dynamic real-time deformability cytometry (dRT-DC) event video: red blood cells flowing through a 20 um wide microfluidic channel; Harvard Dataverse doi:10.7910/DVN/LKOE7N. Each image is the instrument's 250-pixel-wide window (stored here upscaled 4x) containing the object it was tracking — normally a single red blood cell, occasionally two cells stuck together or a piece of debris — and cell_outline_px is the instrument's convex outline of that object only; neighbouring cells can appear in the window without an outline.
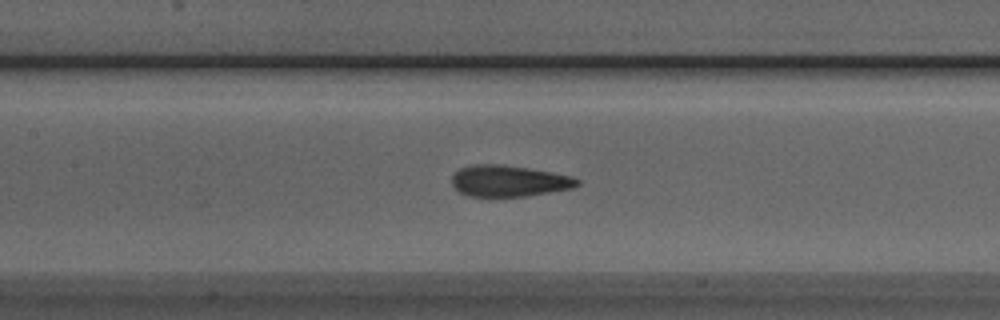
{"species": "Egyptian fruit bat (a non-hibernating species)", "species_latin": "Rousettus aegyptiacus", "temperature_condition": "room temperature", "stored_images_in_passage": 44, "camera_frame_rate_fps": 3000, "um_per_image_px": 0.085, "animal": {"sex": "male"}, "frame": {"image": 1, "passage_image": 23, "time_ms": 7.333, "image_size_px": [1000, 320], "cell_outline_px": [[580, 184], [572, 188], [528, 196], [468, 196], [460, 192], [452, 184], [452, 176], [460, 168], [476, 164], [504, 164], [552, 172], [572, 176], [580, 180]], "centroid_in_image_um": [43.27, 15.37], "position_along_channel_um": 164.1, "area_um2": 22.83}}
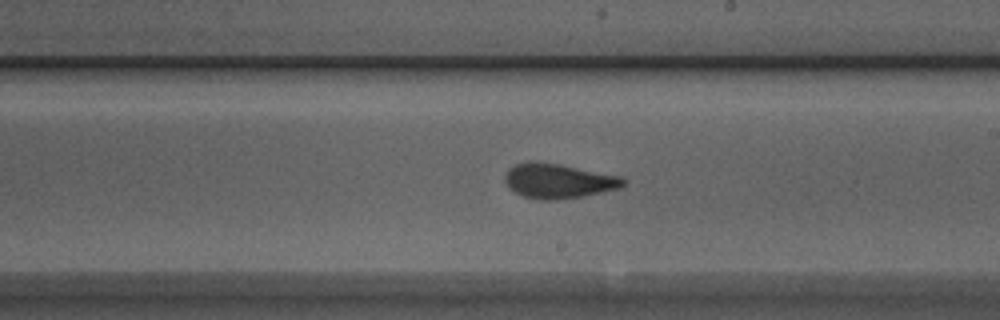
{"frame": {"image": 2, "passage_image": 29, "time_ms": 9.333, "image_size_px": [1000, 320], "cell_outline_px": [[624, 184], [620, 188], [584, 196], [556, 200], [540, 200], [524, 196], [508, 188], [504, 180], [504, 176], [508, 168], [516, 164], [528, 160], [536, 160], [560, 164], [620, 176], [624, 180]], "centroid_in_image_um": [47.41, 15.37], "position_along_channel_um": 241.6, "area_um2": 24.1}}
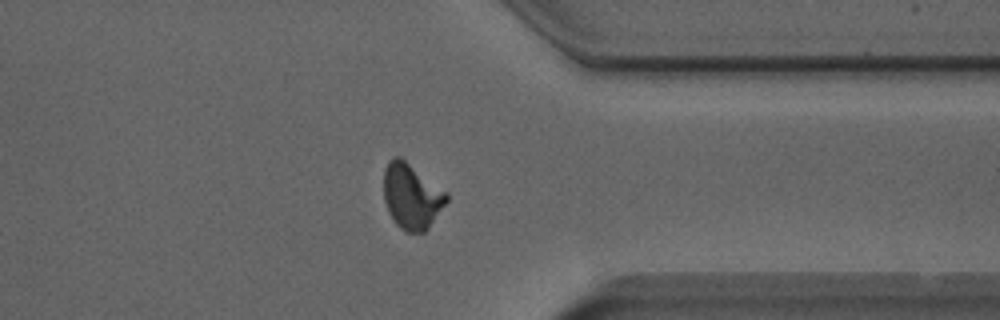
{"frame": {"image": 3, "passage_image": 40, "time_ms": 13.0, "image_size_px": [1000, 320], "cell_outline_px": [[448, 200], [428, 228], [424, 232], [404, 232], [396, 224], [388, 212], [384, 200], [384, 168], [388, 160], [392, 156], [400, 156], [448, 192]], "centroid_in_image_um": [34.98, 16.66], "position_along_channel_um": 376.4, "area_um2": 24.16}}